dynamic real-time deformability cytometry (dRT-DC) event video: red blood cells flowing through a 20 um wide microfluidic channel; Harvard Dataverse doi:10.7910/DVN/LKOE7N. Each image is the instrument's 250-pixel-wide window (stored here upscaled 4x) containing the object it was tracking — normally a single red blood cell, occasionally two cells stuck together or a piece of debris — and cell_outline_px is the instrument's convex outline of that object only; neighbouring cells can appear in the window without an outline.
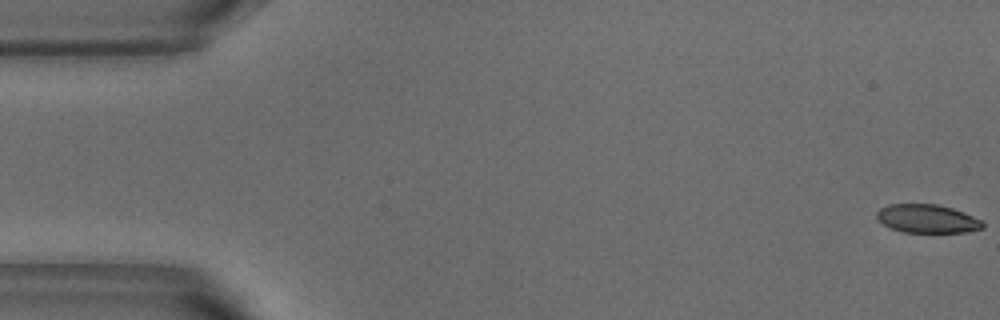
{"species": "common noctule bat (a hibernating species)", "species_latin": "Nyctalus noctula", "temperature_condition": "warm", "stored_images_in_passage": 40, "camera_frame_rate_fps": 3000, "um_per_image_px": 0.085, "animal": {"sex": "male", "body_mass_g": 18.8}, "frame": {"image": 1, "passage_image": 1, "time_ms": 0.0, "image_size_px": [1000, 320], "cell_outline_px": [[984, 228], [968, 232], [904, 232], [892, 228], [884, 224], [876, 216], [876, 212], [880, 208], [888, 204], [936, 204], [952, 208], [964, 212], [980, 220], [984, 224]], "centroid_in_image_um": [78.82, 18.58], "position_along_channel_um": 6.2, "area_um2": 17.46}}
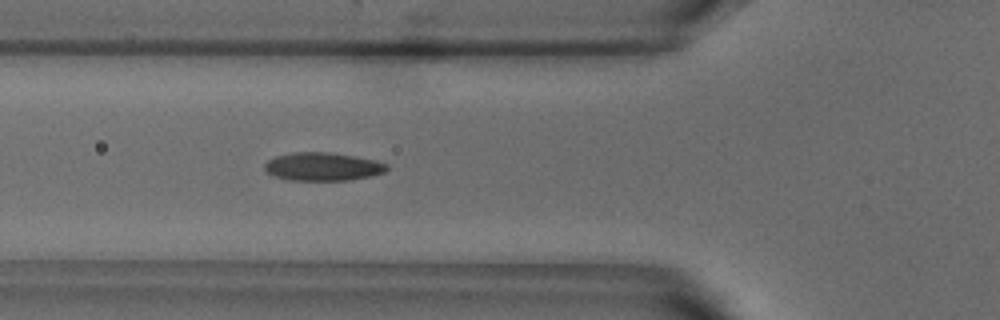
{"frame": {"image": 2, "passage_image": 19, "time_ms": 6.0, "image_size_px": [1000, 320], "cell_outline_px": [[388, 168], [384, 172], [368, 176], [348, 180], [288, 180], [276, 176], [268, 172], [264, 168], [264, 164], [268, 160], [276, 156], [292, 152], [328, 152], [376, 160], [388, 164]], "centroid_in_image_um": [27.42, 14.15], "position_along_channel_um": 98.4, "area_um2": 19.88}}
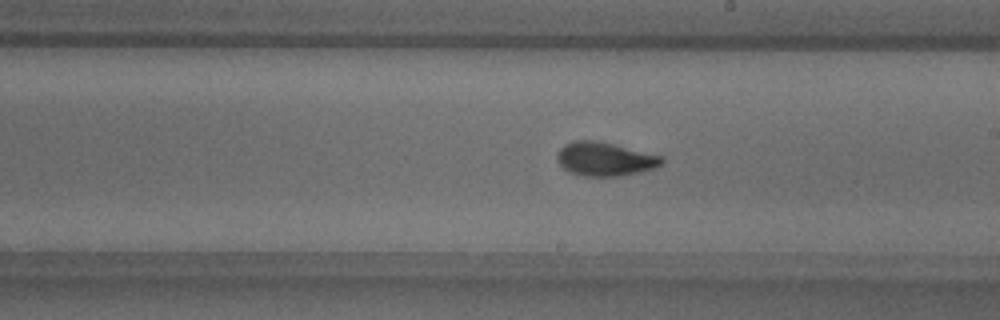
{"frame": {"image": 3, "passage_image": 30, "time_ms": 9.667, "image_size_px": [1000, 320], "cell_outline_px": [[664, 164], [656, 168], [640, 172], [620, 176], [584, 176], [568, 172], [560, 164], [556, 156], [560, 148], [564, 144], [576, 140], [592, 140], [612, 144], [664, 156]], "centroid_in_image_um": [51.45, 13.53], "position_along_channel_um": 237.6, "area_um2": 20.63}, "authors_computed_cell_mechanics": {"area_um2": 19.7676, "velocity_mm_per_s": 3.7823, "shape_relaxation_time_tau1_ms": 4.6816, "shape_relaxation_time_tau2_ms": 1.5793, "deformation_change_tau1": 0.1765, "deformation_change_tau2": 0.0597}}